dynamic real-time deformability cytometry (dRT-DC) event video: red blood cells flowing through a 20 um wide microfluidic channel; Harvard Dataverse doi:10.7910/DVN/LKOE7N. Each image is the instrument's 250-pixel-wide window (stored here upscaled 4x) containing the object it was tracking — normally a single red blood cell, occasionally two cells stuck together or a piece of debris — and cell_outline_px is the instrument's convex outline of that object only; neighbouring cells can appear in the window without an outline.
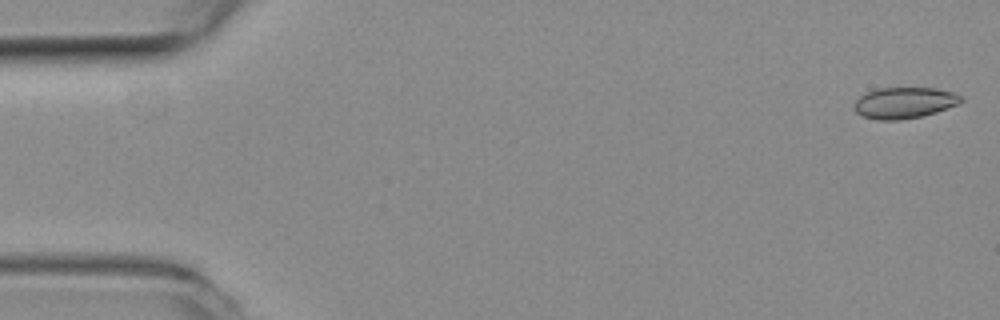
{"species": "common noctule bat (a hibernating species)", "species_latin": "Nyctalus noctula", "temperature_condition": "room temperature", "stored_images_in_passage": 56, "camera_frame_rate_fps": 3000, "um_per_image_px": 0.085, "animal": {"sex": "female", "body_mass_g": 19.3, "forearm_length_mm": 54.1}, "frame": {"image": 1, "passage_image": 1, "time_ms": 0.0, "image_size_px": [1000, 320], "cell_outline_px": [[964, 100], [960, 104], [936, 112], [920, 116], [900, 120], [876, 120], [864, 116], [856, 112], [856, 100], [860, 96], [868, 92], [880, 88], [936, 88], [952, 92], [964, 96]], "centroid_in_image_um": [76.94, 8.73], "position_along_channel_um": 8.1, "area_um2": 19.31}}
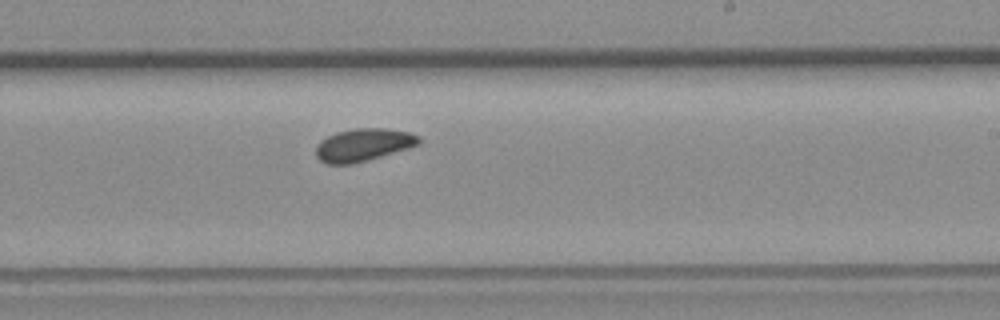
{"frame": {"image": 2, "passage_image": 33, "time_ms": 10.667, "image_size_px": [1000, 320], "cell_outline_px": [[420, 144], [408, 148], [352, 164], [328, 164], [320, 160], [316, 156], [316, 144], [320, 140], [336, 132], [356, 128], [384, 128], [408, 132], [420, 136]], "centroid_in_image_um": [30.86, 12.3], "position_along_channel_um": 258.1, "area_um2": 19.48}}
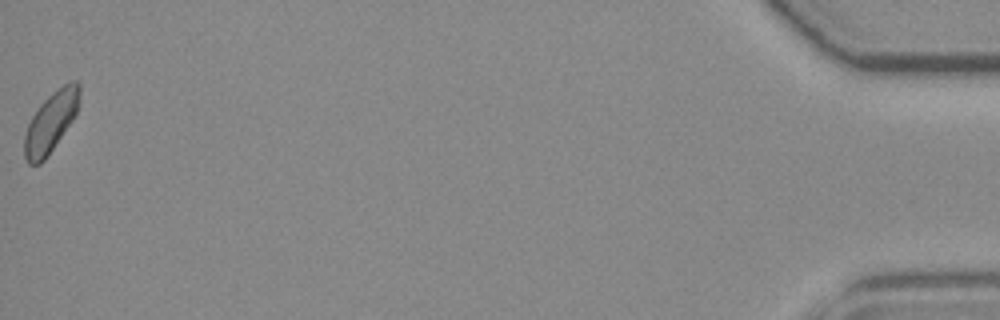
{"frame": {"image": 3, "passage_image": 56, "time_ms": 18.333, "image_size_px": [1000, 320], "cell_outline_px": [[80, 100], [76, 112], [72, 120], [48, 156], [40, 164], [28, 164], [24, 156], [24, 136], [28, 124], [32, 116], [40, 104], [52, 92], [64, 84], [72, 80], [76, 80], [80, 84]], "centroid_in_image_um": [4.32, 10.36], "position_along_channel_um": 430.9, "area_um2": 19.31}, "authors_computed_cell_mechanics": {"area_um2": 19.2763, "velocity_mm_per_s": 3.6158, "shape_relaxation_time_tau1_ms": 2.2039, "shape_relaxation_time_tau2_ms": 4.337, "deformation_change_tau1": 0.0586, "deformation_change_tau2": 0.06}}